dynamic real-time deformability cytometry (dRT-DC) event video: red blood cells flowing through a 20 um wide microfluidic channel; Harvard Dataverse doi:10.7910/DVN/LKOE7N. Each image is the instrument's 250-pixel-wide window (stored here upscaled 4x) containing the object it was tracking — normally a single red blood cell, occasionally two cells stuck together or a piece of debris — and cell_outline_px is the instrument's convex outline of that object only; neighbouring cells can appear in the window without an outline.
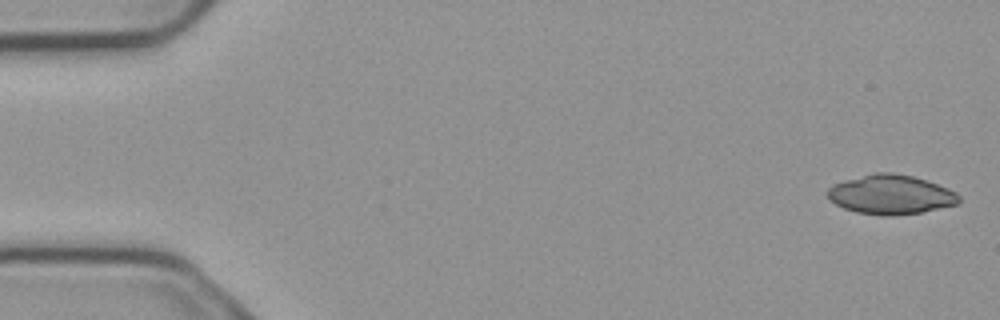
{"species": "common noctule bat (a hibernating species)", "species_latin": "Nyctalus noctula", "temperature_condition": "cold", "stored_images_in_passage": 6, "segment_of_instrument_passage": [1, 2], "camera_frame_rate_fps": 3000, "um_per_image_px": 0.085, "animal": {"sex": "male", "body_mass_g": 23.1, "forearm_length_mm": 52.7}, "frame": {"image": 1, "passage_image": 1, "time_ms": 0.0, "image_size_px": [1000, 320], "cell_outline_px": [[960, 200], [956, 204], [920, 212], [892, 216], [880, 216], [856, 212], [844, 208], [836, 204], [828, 196], [828, 188], [832, 184], [844, 180], [872, 172], [892, 172], [912, 176], [948, 188], [956, 192], [960, 196]], "centroid_in_image_um": [75.69, 16.53], "position_along_channel_um": 9.3, "area_um2": 30.06}}